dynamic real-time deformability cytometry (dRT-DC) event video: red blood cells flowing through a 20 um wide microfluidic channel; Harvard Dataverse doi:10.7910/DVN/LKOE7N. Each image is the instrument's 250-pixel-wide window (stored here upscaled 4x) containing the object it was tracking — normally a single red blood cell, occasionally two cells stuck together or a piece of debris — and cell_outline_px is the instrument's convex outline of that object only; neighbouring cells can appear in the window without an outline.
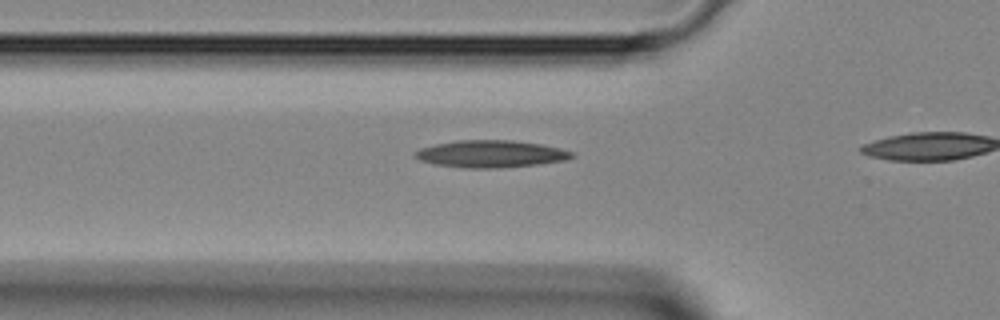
{"species": "Egyptian fruit bat (a non-hibernating species)", "species_latin": "Rousettus aegyptiacus", "temperature_condition": "room temperature", "stored_images_in_passage": 9, "camera_frame_rate_fps": 3000, "um_per_image_px": 0.085, "animal": {"sex": "female"}, "frame": {"image": 1, "passage_image": 7, "time_ms": 2.0, "image_size_px": [1000, 320], "cell_outline_px": [[576, 156], [564, 160], [540, 164], [500, 168], [464, 168], [432, 164], [420, 160], [412, 156], [420, 148], [436, 144], [460, 140], [512, 140], [540, 144], [560, 148], [572, 152]], "centroid_in_image_um": [41.7, 13.09], "position_along_channel_um": 84.1, "area_um2": 24.85}}